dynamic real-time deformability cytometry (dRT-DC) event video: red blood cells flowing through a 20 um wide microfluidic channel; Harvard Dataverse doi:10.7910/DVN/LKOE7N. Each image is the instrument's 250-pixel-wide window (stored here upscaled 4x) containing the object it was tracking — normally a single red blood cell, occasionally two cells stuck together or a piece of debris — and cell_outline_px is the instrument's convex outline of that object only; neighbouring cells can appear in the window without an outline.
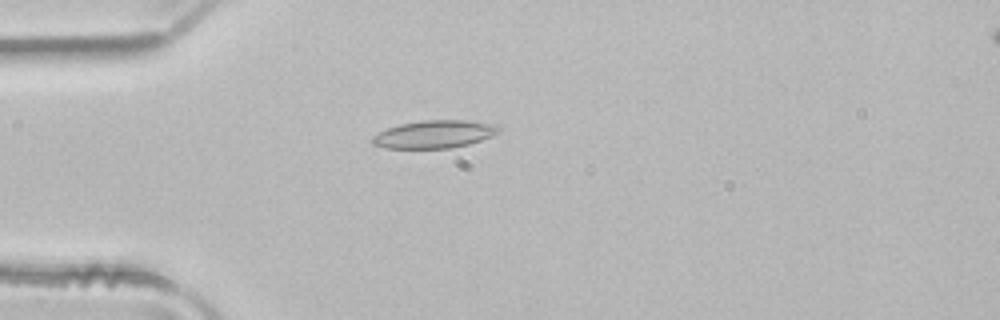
{"species": "common noctule bat (a hibernating species)", "species_latin": "Nyctalus noctula", "temperature_condition": "room temperature", "stored_images_in_passage": 44, "camera_frame_rate_fps": 3000, "um_per_image_px": 0.085, "animal": {"sex": "male", "body_mass_g": 21.5, "forearm_length_mm": 52.0}, "frame": {"image": 1, "passage_image": 7, "time_ms": 2.0, "image_size_px": [1000, 320], "cell_outline_px": [[500, 132], [492, 136], [468, 144], [448, 148], [384, 148], [372, 144], [372, 136], [388, 128], [400, 124], [424, 120], [468, 120], [496, 124], [500, 128]], "centroid_in_image_um": [36.94, 11.4], "position_along_channel_um": 48.1, "area_um2": 20.4}}
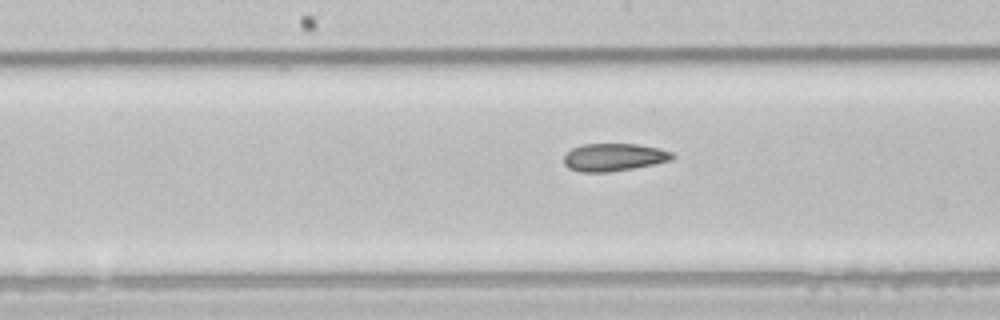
{"frame": {"image": 2, "passage_image": 19, "time_ms": 6.0, "image_size_px": [1000, 320], "cell_outline_px": [[676, 156], [672, 160], [632, 168], [608, 172], [580, 172], [568, 168], [564, 164], [564, 156], [572, 148], [584, 144], [640, 144], [660, 148], [672, 152]], "centroid_in_image_um": [52.19, 13.36], "position_along_channel_um": 196.0, "area_um2": 17.51}}
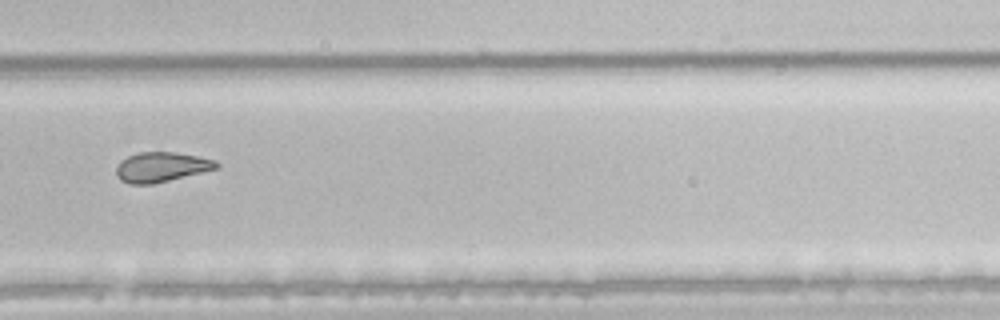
{"frame": {"image": 3, "passage_image": 28, "time_ms": 9.0, "image_size_px": [1000, 320], "cell_outline_px": [[220, 168], [152, 184], [132, 184], [120, 180], [116, 176], [116, 168], [120, 160], [128, 156], [140, 152], [176, 152], [216, 160], [220, 164]], "centroid_in_image_um": [13.72, 14.19], "position_along_channel_um": 316.1, "area_um2": 17.46}, "authors_computed_cell_mechanics": {"area_um2": 18.7272, "velocity_mm_per_s": 4.0306, "shape_relaxation_time_tau1_ms": null, "shape_relaxation_time_tau2_ms": 3.3882, "deformation_change_tau1": null, "deformation_change_tau2": 0.0997}}